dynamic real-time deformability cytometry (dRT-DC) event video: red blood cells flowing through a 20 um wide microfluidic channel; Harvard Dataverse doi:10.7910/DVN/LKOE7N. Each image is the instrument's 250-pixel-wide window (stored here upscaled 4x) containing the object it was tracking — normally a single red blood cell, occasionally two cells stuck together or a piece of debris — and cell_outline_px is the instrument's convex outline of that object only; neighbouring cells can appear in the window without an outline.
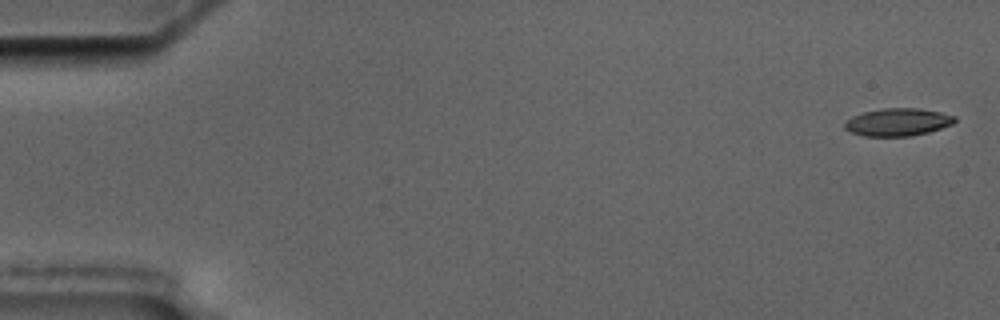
{"species": "common noctule bat (a hibernating species)", "species_latin": "Nyctalus noctula", "temperature_condition": "cold", "stored_images_in_passage": 8, "camera_frame_rate_fps": 3000, "um_per_image_px": 0.085, "animal": {"sex": "male", "body_mass_g": 17.5, "forearm_length_mm": 52.3}, "frame": {"image": 1, "passage_image": 1, "time_ms": 0.0, "image_size_px": [1000, 320], "cell_outline_px": [[956, 120], [952, 124], [928, 132], [912, 136], [864, 136], [848, 132], [844, 128], [844, 124], [852, 116], [864, 112], [884, 108], [920, 108], [940, 112], [956, 116]], "centroid_in_image_um": [76.3, 10.38], "position_along_channel_um": 8.7, "area_um2": 17.74}}
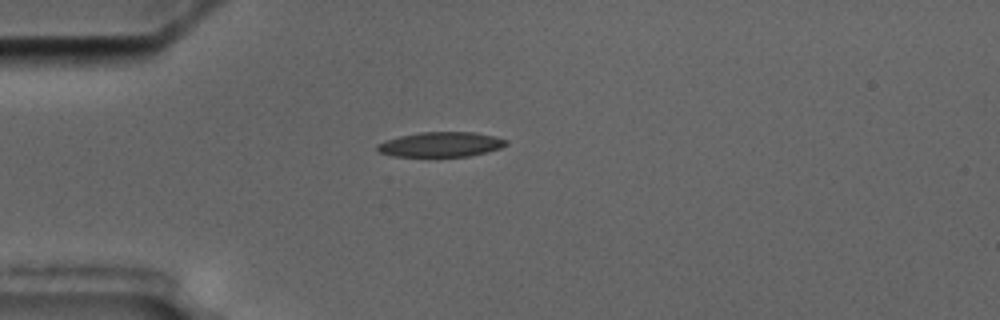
{"frame": {"image": 2, "passage_image": 5, "time_ms": 4.667, "image_size_px": [1000, 320], "cell_outline_px": [[508, 144], [500, 148], [468, 156], [392, 156], [380, 152], [376, 148], [376, 144], [384, 140], [400, 136], [420, 132], [476, 132], [508, 140]], "centroid_in_image_um": [37.44, 12.27], "position_along_channel_um": 47.6, "area_um2": 18.55}}
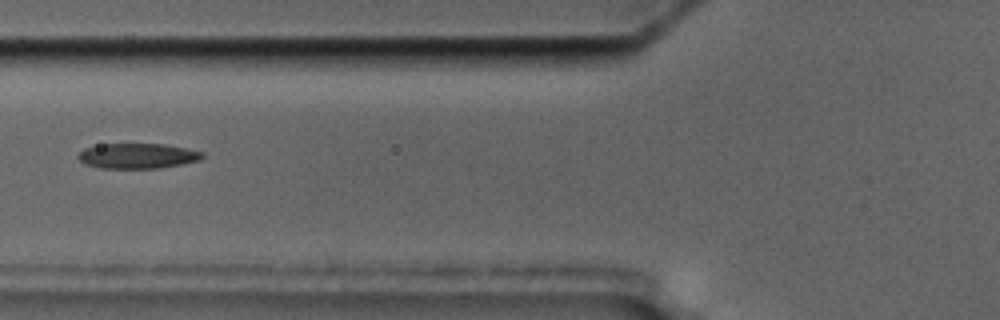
{"frame": {"image": 3, "passage_image": 7, "time_ms": 7.0, "image_size_px": [1000, 320], "cell_outline_px": [[204, 156], [200, 160], [180, 164], [156, 168], [100, 168], [84, 164], [76, 156], [84, 148], [100, 144], [164, 144], [188, 148], [204, 152]], "centroid_in_image_um": [11.68, 13.24], "position_along_channel_um": 114.1, "area_um2": 18.26}}